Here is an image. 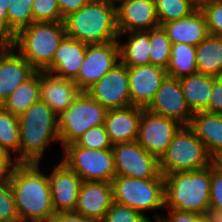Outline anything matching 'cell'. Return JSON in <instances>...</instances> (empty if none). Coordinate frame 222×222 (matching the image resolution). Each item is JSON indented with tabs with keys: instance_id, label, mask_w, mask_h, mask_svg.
<instances>
[{
	"instance_id": "cell-1",
	"label": "cell",
	"mask_w": 222,
	"mask_h": 222,
	"mask_svg": "<svg viewBox=\"0 0 222 222\" xmlns=\"http://www.w3.org/2000/svg\"><path fill=\"white\" fill-rule=\"evenodd\" d=\"M19 219L26 222H50L56 214L52 205L48 174L40 163H13L8 178Z\"/></svg>"
},
{
	"instance_id": "cell-2",
	"label": "cell",
	"mask_w": 222,
	"mask_h": 222,
	"mask_svg": "<svg viewBox=\"0 0 222 222\" xmlns=\"http://www.w3.org/2000/svg\"><path fill=\"white\" fill-rule=\"evenodd\" d=\"M67 37L87 44L118 41L116 5L111 0H89L64 17Z\"/></svg>"
},
{
	"instance_id": "cell-3",
	"label": "cell",
	"mask_w": 222,
	"mask_h": 222,
	"mask_svg": "<svg viewBox=\"0 0 222 222\" xmlns=\"http://www.w3.org/2000/svg\"><path fill=\"white\" fill-rule=\"evenodd\" d=\"M19 163H40L51 142H60L58 116L42 100L19 117Z\"/></svg>"
},
{
	"instance_id": "cell-4",
	"label": "cell",
	"mask_w": 222,
	"mask_h": 222,
	"mask_svg": "<svg viewBox=\"0 0 222 222\" xmlns=\"http://www.w3.org/2000/svg\"><path fill=\"white\" fill-rule=\"evenodd\" d=\"M211 165L164 175L165 208L202 214L210 207Z\"/></svg>"
},
{
	"instance_id": "cell-5",
	"label": "cell",
	"mask_w": 222,
	"mask_h": 222,
	"mask_svg": "<svg viewBox=\"0 0 222 222\" xmlns=\"http://www.w3.org/2000/svg\"><path fill=\"white\" fill-rule=\"evenodd\" d=\"M66 36L63 21L33 22L15 35L12 47L36 71H44L52 63L56 50Z\"/></svg>"
},
{
	"instance_id": "cell-6",
	"label": "cell",
	"mask_w": 222,
	"mask_h": 222,
	"mask_svg": "<svg viewBox=\"0 0 222 222\" xmlns=\"http://www.w3.org/2000/svg\"><path fill=\"white\" fill-rule=\"evenodd\" d=\"M212 160L194 131L189 126H182L159 159V169L163 176L200 170L209 167Z\"/></svg>"
},
{
	"instance_id": "cell-7",
	"label": "cell",
	"mask_w": 222,
	"mask_h": 222,
	"mask_svg": "<svg viewBox=\"0 0 222 222\" xmlns=\"http://www.w3.org/2000/svg\"><path fill=\"white\" fill-rule=\"evenodd\" d=\"M107 109L80 92L68 109L58 116L61 148L75 143L88 129L104 124Z\"/></svg>"
},
{
	"instance_id": "cell-8",
	"label": "cell",
	"mask_w": 222,
	"mask_h": 222,
	"mask_svg": "<svg viewBox=\"0 0 222 222\" xmlns=\"http://www.w3.org/2000/svg\"><path fill=\"white\" fill-rule=\"evenodd\" d=\"M111 184L115 203L143 214L165 208L164 179H138L116 175Z\"/></svg>"
},
{
	"instance_id": "cell-9",
	"label": "cell",
	"mask_w": 222,
	"mask_h": 222,
	"mask_svg": "<svg viewBox=\"0 0 222 222\" xmlns=\"http://www.w3.org/2000/svg\"><path fill=\"white\" fill-rule=\"evenodd\" d=\"M61 161L82 181L112 182L116 176L112 149H88L76 143L63 148Z\"/></svg>"
},
{
	"instance_id": "cell-10",
	"label": "cell",
	"mask_w": 222,
	"mask_h": 222,
	"mask_svg": "<svg viewBox=\"0 0 222 222\" xmlns=\"http://www.w3.org/2000/svg\"><path fill=\"white\" fill-rule=\"evenodd\" d=\"M112 152L116 175L138 179H164L160 173L159 159L147 152L137 141L114 144Z\"/></svg>"
},
{
	"instance_id": "cell-11",
	"label": "cell",
	"mask_w": 222,
	"mask_h": 222,
	"mask_svg": "<svg viewBox=\"0 0 222 222\" xmlns=\"http://www.w3.org/2000/svg\"><path fill=\"white\" fill-rule=\"evenodd\" d=\"M118 63H120L118 41L87 44L84 62L73 81L81 92H86Z\"/></svg>"
},
{
	"instance_id": "cell-12",
	"label": "cell",
	"mask_w": 222,
	"mask_h": 222,
	"mask_svg": "<svg viewBox=\"0 0 222 222\" xmlns=\"http://www.w3.org/2000/svg\"><path fill=\"white\" fill-rule=\"evenodd\" d=\"M182 126L174 119L143 109L139 121L137 142L147 152L160 159Z\"/></svg>"
},
{
	"instance_id": "cell-13",
	"label": "cell",
	"mask_w": 222,
	"mask_h": 222,
	"mask_svg": "<svg viewBox=\"0 0 222 222\" xmlns=\"http://www.w3.org/2000/svg\"><path fill=\"white\" fill-rule=\"evenodd\" d=\"M128 67L118 63L86 93L107 110L132 106L129 92Z\"/></svg>"
},
{
	"instance_id": "cell-14",
	"label": "cell",
	"mask_w": 222,
	"mask_h": 222,
	"mask_svg": "<svg viewBox=\"0 0 222 222\" xmlns=\"http://www.w3.org/2000/svg\"><path fill=\"white\" fill-rule=\"evenodd\" d=\"M149 112L171 118L189 126L193 113L188 107L178 78L167 76L158 88L153 101L146 108Z\"/></svg>"
},
{
	"instance_id": "cell-15",
	"label": "cell",
	"mask_w": 222,
	"mask_h": 222,
	"mask_svg": "<svg viewBox=\"0 0 222 222\" xmlns=\"http://www.w3.org/2000/svg\"><path fill=\"white\" fill-rule=\"evenodd\" d=\"M128 76L132 105L146 109L168 74L165 68L148 64L128 67Z\"/></svg>"
},
{
	"instance_id": "cell-16",
	"label": "cell",
	"mask_w": 222,
	"mask_h": 222,
	"mask_svg": "<svg viewBox=\"0 0 222 222\" xmlns=\"http://www.w3.org/2000/svg\"><path fill=\"white\" fill-rule=\"evenodd\" d=\"M48 180L55 213L75 211L82 179L60 161L48 174Z\"/></svg>"
},
{
	"instance_id": "cell-17",
	"label": "cell",
	"mask_w": 222,
	"mask_h": 222,
	"mask_svg": "<svg viewBox=\"0 0 222 222\" xmlns=\"http://www.w3.org/2000/svg\"><path fill=\"white\" fill-rule=\"evenodd\" d=\"M119 33L149 31L160 26L155 0H124L116 5Z\"/></svg>"
},
{
	"instance_id": "cell-18",
	"label": "cell",
	"mask_w": 222,
	"mask_h": 222,
	"mask_svg": "<svg viewBox=\"0 0 222 222\" xmlns=\"http://www.w3.org/2000/svg\"><path fill=\"white\" fill-rule=\"evenodd\" d=\"M12 47H0V105L37 71Z\"/></svg>"
},
{
	"instance_id": "cell-19",
	"label": "cell",
	"mask_w": 222,
	"mask_h": 222,
	"mask_svg": "<svg viewBox=\"0 0 222 222\" xmlns=\"http://www.w3.org/2000/svg\"><path fill=\"white\" fill-rule=\"evenodd\" d=\"M112 203L113 188L110 182L82 181L74 212L103 220Z\"/></svg>"
},
{
	"instance_id": "cell-20",
	"label": "cell",
	"mask_w": 222,
	"mask_h": 222,
	"mask_svg": "<svg viewBox=\"0 0 222 222\" xmlns=\"http://www.w3.org/2000/svg\"><path fill=\"white\" fill-rule=\"evenodd\" d=\"M80 92L73 80L40 71V100L57 116L68 109Z\"/></svg>"
},
{
	"instance_id": "cell-21",
	"label": "cell",
	"mask_w": 222,
	"mask_h": 222,
	"mask_svg": "<svg viewBox=\"0 0 222 222\" xmlns=\"http://www.w3.org/2000/svg\"><path fill=\"white\" fill-rule=\"evenodd\" d=\"M143 109L132 105L107 111L103 125L113 145L137 141L139 121Z\"/></svg>"
},
{
	"instance_id": "cell-22",
	"label": "cell",
	"mask_w": 222,
	"mask_h": 222,
	"mask_svg": "<svg viewBox=\"0 0 222 222\" xmlns=\"http://www.w3.org/2000/svg\"><path fill=\"white\" fill-rule=\"evenodd\" d=\"M86 46L87 43L66 36L56 50L52 63L44 71L74 80L84 62Z\"/></svg>"
},
{
	"instance_id": "cell-23",
	"label": "cell",
	"mask_w": 222,
	"mask_h": 222,
	"mask_svg": "<svg viewBox=\"0 0 222 222\" xmlns=\"http://www.w3.org/2000/svg\"><path fill=\"white\" fill-rule=\"evenodd\" d=\"M162 27L167 32L171 44L185 43L197 46L209 35L202 11H194L187 17L166 22Z\"/></svg>"
},
{
	"instance_id": "cell-24",
	"label": "cell",
	"mask_w": 222,
	"mask_h": 222,
	"mask_svg": "<svg viewBox=\"0 0 222 222\" xmlns=\"http://www.w3.org/2000/svg\"><path fill=\"white\" fill-rule=\"evenodd\" d=\"M189 127L214 159L222 153V115L207 111L193 113Z\"/></svg>"
},
{
	"instance_id": "cell-25",
	"label": "cell",
	"mask_w": 222,
	"mask_h": 222,
	"mask_svg": "<svg viewBox=\"0 0 222 222\" xmlns=\"http://www.w3.org/2000/svg\"><path fill=\"white\" fill-rule=\"evenodd\" d=\"M179 81L186 103L192 113L209 112L214 77L197 72L182 77Z\"/></svg>"
},
{
	"instance_id": "cell-26",
	"label": "cell",
	"mask_w": 222,
	"mask_h": 222,
	"mask_svg": "<svg viewBox=\"0 0 222 222\" xmlns=\"http://www.w3.org/2000/svg\"><path fill=\"white\" fill-rule=\"evenodd\" d=\"M128 35L124 43L118 40L120 62L127 67H137L150 64V30L119 33V38Z\"/></svg>"
},
{
	"instance_id": "cell-27",
	"label": "cell",
	"mask_w": 222,
	"mask_h": 222,
	"mask_svg": "<svg viewBox=\"0 0 222 222\" xmlns=\"http://www.w3.org/2000/svg\"><path fill=\"white\" fill-rule=\"evenodd\" d=\"M195 48L198 73L222 76V38L208 35Z\"/></svg>"
},
{
	"instance_id": "cell-28",
	"label": "cell",
	"mask_w": 222,
	"mask_h": 222,
	"mask_svg": "<svg viewBox=\"0 0 222 222\" xmlns=\"http://www.w3.org/2000/svg\"><path fill=\"white\" fill-rule=\"evenodd\" d=\"M38 100H40V71L20 84L1 106L12 115L19 117Z\"/></svg>"
},
{
	"instance_id": "cell-29",
	"label": "cell",
	"mask_w": 222,
	"mask_h": 222,
	"mask_svg": "<svg viewBox=\"0 0 222 222\" xmlns=\"http://www.w3.org/2000/svg\"><path fill=\"white\" fill-rule=\"evenodd\" d=\"M167 74L173 78H182L197 73L196 48L185 43L171 45V57Z\"/></svg>"
},
{
	"instance_id": "cell-30",
	"label": "cell",
	"mask_w": 222,
	"mask_h": 222,
	"mask_svg": "<svg viewBox=\"0 0 222 222\" xmlns=\"http://www.w3.org/2000/svg\"><path fill=\"white\" fill-rule=\"evenodd\" d=\"M19 147V118L0 105V149L11 159L14 153L15 160L12 161L19 163Z\"/></svg>"
},
{
	"instance_id": "cell-31",
	"label": "cell",
	"mask_w": 222,
	"mask_h": 222,
	"mask_svg": "<svg viewBox=\"0 0 222 222\" xmlns=\"http://www.w3.org/2000/svg\"><path fill=\"white\" fill-rule=\"evenodd\" d=\"M171 41L162 26L150 29V64L167 68L171 57Z\"/></svg>"
},
{
	"instance_id": "cell-32",
	"label": "cell",
	"mask_w": 222,
	"mask_h": 222,
	"mask_svg": "<svg viewBox=\"0 0 222 222\" xmlns=\"http://www.w3.org/2000/svg\"><path fill=\"white\" fill-rule=\"evenodd\" d=\"M32 5L33 1L10 0L5 19L9 29L15 35L35 22Z\"/></svg>"
},
{
	"instance_id": "cell-33",
	"label": "cell",
	"mask_w": 222,
	"mask_h": 222,
	"mask_svg": "<svg viewBox=\"0 0 222 222\" xmlns=\"http://www.w3.org/2000/svg\"><path fill=\"white\" fill-rule=\"evenodd\" d=\"M155 8L160 26L187 17L195 11L188 0H155Z\"/></svg>"
},
{
	"instance_id": "cell-34",
	"label": "cell",
	"mask_w": 222,
	"mask_h": 222,
	"mask_svg": "<svg viewBox=\"0 0 222 222\" xmlns=\"http://www.w3.org/2000/svg\"><path fill=\"white\" fill-rule=\"evenodd\" d=\"M102 222H153L146 214L113 202Z\"/></svg>"
},
{
	"instance_id": "cell-35",
	"label": "cell",
	"mask_w": 222,
	"mask_h": 222,
	"mask_svg": "<svg viewBox=\"0 0 222 222\" xmlns=\"http://www.w3.org/2000/svg\"><path fill=\"white\" fill-rule=\"evenodd\" d=\"M75 143L88 149L102 150L113 147L104 125L88 129Z\"/></svg>"
},
{
	"instance_id": "cell-36",
	"label": "cell",
	"mask_w": 222,
	"mask_h": 222,
	"mask_svg": "<svg viewBox=\"0 0 222 222\" xmlns=\"http://www.w3.org/2000/svg\"><path fill=\"white\" fill-rule=\"evenodd\" d=\"M19 219L14 193L9 180L0 184V222H10Z\"/></svg>"
},
{
	"instance_id": "cell-37",
	"label": "cell",
	"mask_w": 222,
	"mask_h": 222,
	"mask_svg": "<svg viewBox=\"0 0 222 222\" xmlns=\"http://www.w3.org/2000/svg\"><path fill=\"white\" fill-rule=\"evenodd\" d=\"M33 19L35 22L63 21L57 0H33Z\"/></svg>"
},
{
	"instance_id": "cell-38",
	"label": "cell",
	"mask_w": 222,
	"mask_h": 222,
	"mask_svg": "<svg viewBox=\"0 0 222 222\" xmlns=\"http://www.w3.org/2000/svg\"><path fill=\"white\" fill-rule=\"evenodd\" d=\"M209 35L222 38V0H215L203 11Z\"/></svg>"
},
{
	"instance_id": "cell-39",
	"label": "cell",
	"mask_w": 222,
	"mask_h": 222,
	"mask_svg": "<svg viewBox=\"0 0 222 222\" xmlns=\"http://www.w3.org/2000/svg\"><path fill=\"white\" fill-rule=\"evenodd\" d=\"M210 207L222 212V173L211 164Z\"/></svg>"
},
{
	"instance_id": "cell-40",
	"label": "cell",
	"mask_w": 222,
	"mask_h": 222,
	"mask_svg": "<svg viewBox=\"0 0 222 222\" xmlns=\"http://www.w3.org/2000/svg\"><path fill=\"white\" fill-rule=\"evenodd\" d=\"M167 216L161 217L156 214L155 222H200L202 220L201 214L194 213V212H186V211H179L168 209Z\"/></svg>"
},
{
	"instance_id": "cell-41",
	"label": "cell",
	"mask_w": 222,
	"mask_h": 222,
	"mask_svg": "<svg viewBox=\"0 0 222 222\" xmlns=\"http://www.w3.org/2000/svg\"><path fill=\"white\" fill-rule=\"evenodd\" d=\"M209 112L222 115V76L214 77V85L209 101Z\"/></svg>"
},
{
	"instance_id": "cell-42",
	"label": "cell",
	"mask_w": 222,
	"mask_h": 222,
	"mask_svg": "<svg viewBox=\"0 0 222 222\" xmlns=\"http://www.w3.org/2000/svg\"><path fill=\"white\" fill-rule=\"evenodd\" d=\"M50 222H102V220L89 218L73 211L56 213Z\"/></svg>"
},
{
	"instance_id": "cell-43",
	"label": "cell",
	"mask_w": 222,
	"mask_h": 222,
	"mask_svg": "<svg viewBox=\"0 0 222 222\" xmlns=\"http://www.w3.org/2000/svg\"><path fill=\"white\" fill-rule=\"evenodd\" d=\"M15 34L9 29L5 15L0 12V47L12 46Z\"/></svg>"
},
{
	"instance_id": "cell-44",
	"label": "cell",
	"mask_w": 222,
	"mask_h": 222,
	"mask_svg": "<svg viewBox=\"0 0 222 222\" xmlns=\"http://www.w3.org/2000/svg\"><path fill=\"white\" fill-rule=\"evenodd\" d=\"M89 0H57L61 16L64 18L68 14L78 11L83 7Z\"/></svg>"
},
{
	"instance_id": "cell-45",
	"label": "cell",
	"mask_w": 222,
	"mask_h": 222,
	"mask_svg": "<svg viewBox=\"0 0 222 222\" xmlns=\"http://www.w3.org/2000/svg\"><path fill=\"white\" fill-rule=\"evenodd\" d=\"M12 160L0 149V184L7 180L10 167L13 164Z\"/></svg>"
},
{
	"instance_id": "cell-46",
	"label": "cell",
	"mask_w": 222,
	"mask_h": 222,
	"mask_svg": "<svg viewBox=\"0 0 222 222\" xmlns=\"http://www.w3.org/2000/svg\"><path fill=\"white\" fill-rule=\"evenodd\" d=\"M201 216L203 222H222V212L212 207L204 211Z\"/></svg>"
},
{
	"instance_id": "cell-47",
	"label": "cell",
	"mask_w": 222,
	"mask_h": 222,
	"mask_svg": "<svg viewBox=\"0 0 222 222\" xmlns=\"http://www.w3.org/2000/svg\"><path fill=\"white\" fill-rule=\"evenodd\" d=\"M215 0H188L189 4L195 11H203L210 6Z\"/></svg>"
},
{
	"instance_id": "cell-48",
	"label": "cell",
	"mask_w": 222,
	"mask_h": 222,
	"mask_svg": "<svg viewBox=\"0 0 222 222\" xmlns=\"http://www.w3.org/2000/svg\"><path fill=\"white\" fill-rule=\"evenodd\" d=\"M213 165L217 170H219L222 173V153L218 154L213 160Z\"/></svg>"
},
{
	"instance_id": "cell-49",
	"label": "cell",
	"mask_w": 222,
	"mask_h": 222,
	"mask_svg": "<svg viewBox=\"0 0 222 222\" xmlns=\"http://www.w3.org/2000/svg\"><path fill=\"white\" fill-rule=\"evenodd\" d=\"M10 0H0V12L6 15Z\"/></svg>"
},
{
	"instance_id": "cell-50",
	"label": "cell",
	"mask_w": 222,
	"mask_h": 222,
	"mask_svg": "<svg viewBox=\"0 0 222 222\" xmlns=\"http://www.w3.org/2000/svg\"><path fill=\"white\" fill-rule=\"evenodd\" d=\"M115 5H117L118 3L124 1V0H111Z\"/></svg>"
},
{
	"instance_id": "cell-51",
	"label": "cell",
	"mask_w": 222,
	"mask_h": 222,
	"mask_svg": "<svg viewBox=\"0 0 222 222\" xmlns=\"http://www.w3.org/2000/svg\"><path fill=\"white\" fill-rule=\"evenodd\" d=\"M10 222H26L24 220H21V219H17V220H14V221H10Z\"/></svg>"
}]
</instances>
